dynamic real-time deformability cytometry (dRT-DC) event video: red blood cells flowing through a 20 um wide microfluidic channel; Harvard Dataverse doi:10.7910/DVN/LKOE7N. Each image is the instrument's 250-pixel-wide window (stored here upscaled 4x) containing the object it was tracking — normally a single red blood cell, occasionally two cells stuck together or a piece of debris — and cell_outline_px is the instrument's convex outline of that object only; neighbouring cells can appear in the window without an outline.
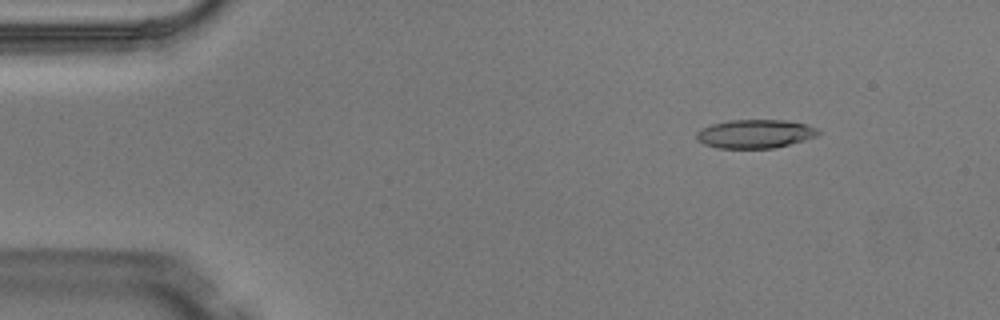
{"species": "Egyptian fruit bat (a non-hibernating species)", "species_latin": "Rousettus aegyptiacus", "temperature_condition": "warm", "stored_images_in_passage": 5, "segment_of_instrument_passage": [1, 2], "camera_frame_rate_fps": 3000, "um_per_image_px": 0.085, "animal": {"sex": "male"}, "frame": {"image": 1, "passage_image": 2, "time_ms": 0.333, "image_size_px": [1000, 320], "cell_outline_px": [[820, 132], [816, 136], [804, 140], [772, 148], [716, 148], [704, 144], [696, 140], [696, 132], [700, 128], [712, 124], [728, 120], [784, 120], [808, 124], [820, 128]], "centroid_in_image_um": [64.17, 11.37], "position_along_channel_um": 20.8, "area_um2": 20.46}}